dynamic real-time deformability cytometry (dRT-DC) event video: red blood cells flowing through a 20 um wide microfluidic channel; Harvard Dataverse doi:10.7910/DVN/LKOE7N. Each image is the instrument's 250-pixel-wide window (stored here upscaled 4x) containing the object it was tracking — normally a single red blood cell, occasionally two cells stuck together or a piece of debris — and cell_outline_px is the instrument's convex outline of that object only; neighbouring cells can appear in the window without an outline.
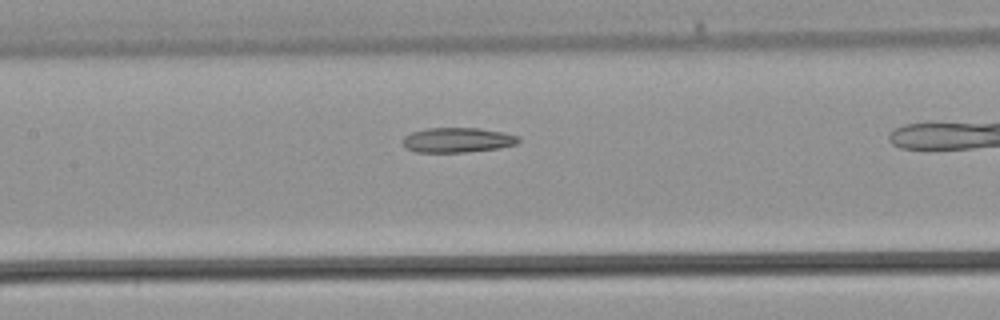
{"species": "common noctule bat (a hibernating species)", "species_latin": "Nyctalus noctula", "temperature_condition": "warm", "stored_images_in_passage": 22, "camera_frame_rate_fps": 3000, "um_per_image_px": 0.085, "animal": {"sex": "male", "body_mass_g": 21.5, "forearm_length_mm": 52.0}, "frame": {"image": 1, "passage_image": 10, "time_ms": 3.0, "image_size_px": [1000, 320], "cell_outline_px": [[520, 140], [516, 144], [500, 148], [464, 152], [416, 152], [408, 148], [400, 140], [404, 136], [412, 132], [428, 128], [480, 128], [520, 136]], "centroid_in_image_um": [38.88, 11.9], "position_along_channel_um": 168.5, "area_um2": 16.7}}
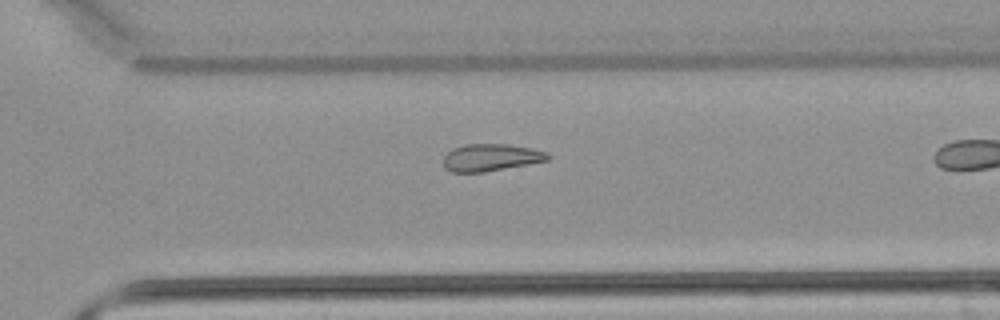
{"frame": {"image": 2, "passage_image": 19, "time_ms": 6.0, "image_size_px": [1000, 320], "cell_outline_px": [[552, 156], [548, 160], [528, 164], [484, 172], [452, 172], [444, 168], [444, 156], [452, 148], [464, 144], [508, 144], [532, 148], [548, 152]], "centroid_in_image_um": [41.74, 13.38], "position_along_channel_um": 328.9, "area_um2": 16.65}}